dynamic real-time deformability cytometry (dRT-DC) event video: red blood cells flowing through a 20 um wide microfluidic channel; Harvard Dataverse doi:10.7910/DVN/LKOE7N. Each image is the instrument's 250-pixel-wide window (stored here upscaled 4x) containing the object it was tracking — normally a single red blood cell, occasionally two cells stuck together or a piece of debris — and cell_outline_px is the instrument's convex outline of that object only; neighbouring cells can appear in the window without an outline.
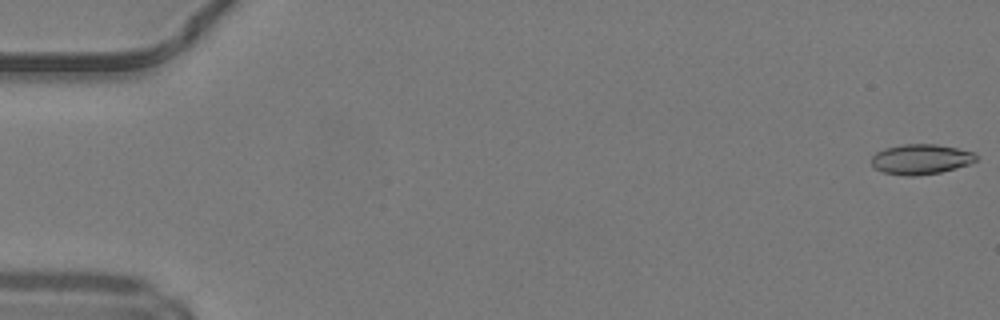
{"species": "common noctule bat (a hibernating species)", "species_latin": "Nyctalus noctula", "temperature_condition": "warm", "stored_images_in_passage": 50, "camera_frame_rate_fps": 3000, "um_per_image_px": 0.085, "animal": {"sex": "male", "body_mass_g": 19.2, "forearm_length_mm": 51.8}, "frame": {"image": 1, "passage_image": 1, "time_ms": 0.0, "image_size_px": [1000, 320], "cell_outline_px": [[976, 160], [972, 164], [940, 172], [916, 176], [904, 176], [884, 172], [876, 168], [872, 164], [872, 156], [876, 152], [884, 148], [900, 144], [936, 144], [956, 148], [972, 152], [976, 156]], "centroid_in_image_um": [78.26, 13.53], "position_along_channel_um": 6.7, "area_um2": 18.38}}
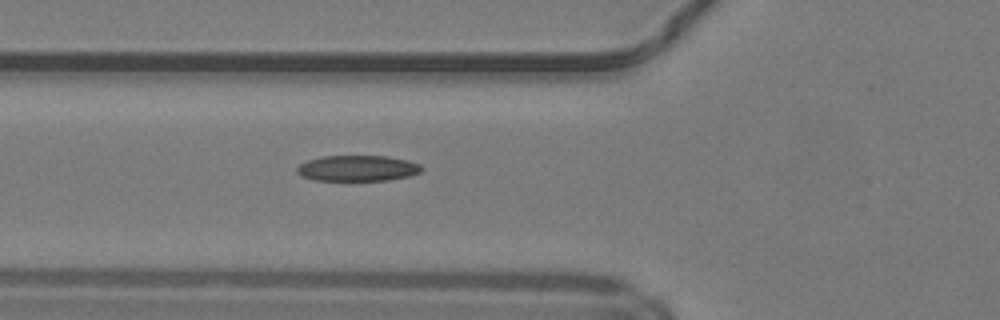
{"frame": {"image": 2, "passage_image": 19, "time_ms": 6.0, "image_size_px": [1000, 320], "cell_outline_px": [[424, 168], [420, 172], [408, 176], [388, 180], [312, 180], [300, 176], [296, 172], [296, 168], [300, 164], [308, 160], [324, 156], [388, 156], [408, 160], [420, 164]], "centroid_in_image_um": [30.38, 14.3], "position_along_channel_um": 95.4, "area_um2": 18.79}}
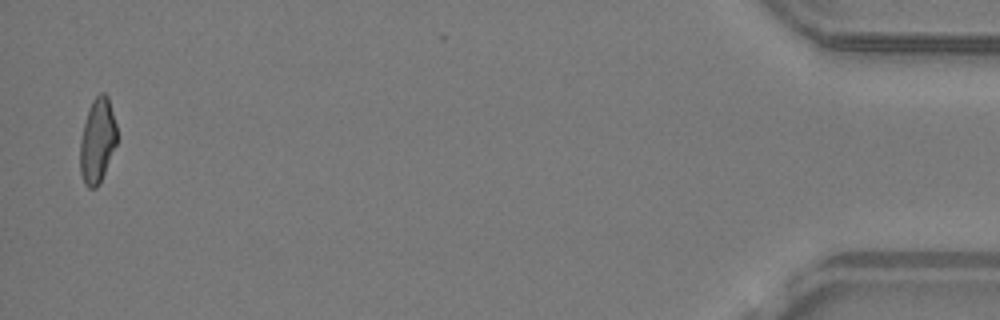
{"frame": {"image": 3, "passage_image": 49, "time_ms": 16.0, "image_size_px": [1000, 320], "cell_outline_px": [[116, 144], [100, 184], [96, 188], [88, 188], [84, 184], [80, 172], [80, 140], [88, 108], [92, 100], [100, 92], [104, 92], [108, 96], [116, 124]], "centroid_in_image_um": [8.27, 11.96], "position_along_channel_um": 426.9, "area_um2": 18.26}, "authors_computed_cell_mechanics": {"area_um2": 18.6405, "velocity_mm_per_s": 4.215, "shape_relaxation_time_tau1_ms": null, "shape_relaxation_time_tau2_ms": 2.9201, "deformation_change_tau1": null, "deformation_change_tau2": 0.1127}}